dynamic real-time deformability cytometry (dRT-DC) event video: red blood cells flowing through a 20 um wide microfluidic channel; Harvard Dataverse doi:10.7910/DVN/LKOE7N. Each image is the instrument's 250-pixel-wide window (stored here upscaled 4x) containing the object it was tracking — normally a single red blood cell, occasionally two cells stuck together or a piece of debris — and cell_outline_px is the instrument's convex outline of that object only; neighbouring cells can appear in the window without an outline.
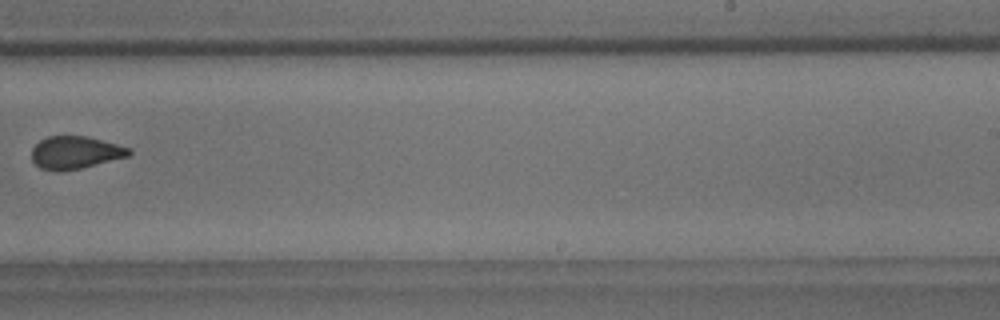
{"species": "common noctule bat (a hibernating species)", "species_latin": "Nyctalus noctula", "temperature_condition": "room temperature", "stored_images_in_passage": 10, "camera_frame_rate_fps": 3000, "um_per_image_px": 0.085, "animal": {"sex": "male", "body_mass_g": 18.8}, "frame": {"image": 1, "passage_image": 10, "time_ms": 11.0, "image_size_px": [1000, 320], "cell_outline_px": [[132, 152], [128, 156], [80, 168], [60, 172], [56, 172], [40, 168], [32, 160], [32, 148], [40, 140], [48, 136], [88, 136], [132, 148]], "centroid_in_image_um": [6.39, 12.96], "position_along_channel_um": 282.6, "area_um2": 18.55}}